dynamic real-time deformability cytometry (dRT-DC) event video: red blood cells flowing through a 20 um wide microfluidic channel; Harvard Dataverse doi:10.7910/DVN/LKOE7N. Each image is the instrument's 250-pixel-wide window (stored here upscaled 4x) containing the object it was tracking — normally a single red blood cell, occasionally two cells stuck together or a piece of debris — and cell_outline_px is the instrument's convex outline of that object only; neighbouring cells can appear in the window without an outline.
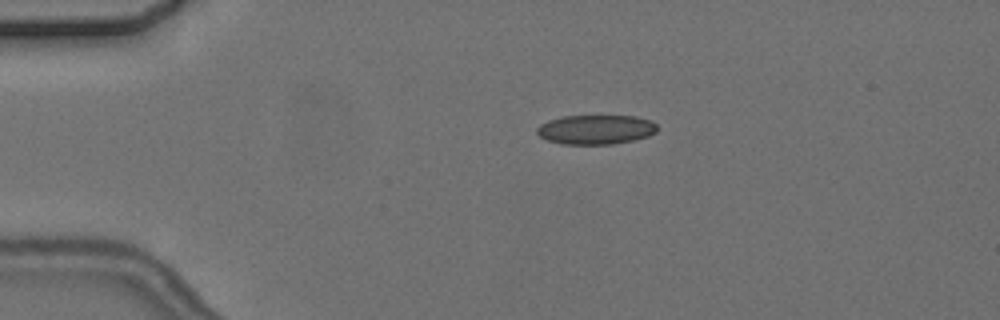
{"species": "common noctule bat (a hibernating species)", "species_latin": "Nyctalus noctula", "temperature_condition": "cold", "stored_images_in_passage": 6, "camera_frame_rate_fps": 3000, "um_per_image_px": 0.085, "animal": {"sex": "female", "body_mass_g": 24.6, "forearm_length_mm": 56.2}, "frame": {"image": 1, "passage_image": 4, "time_ms": 3.333, "image_size_px": [1000, 320], "cell_outline_px": [[656, 132], [648, 136], [632, 140], [612, 144], [564, 144], [548, 140], [540, 136], [536, 132], [536, 128], [540, 124], [548, 120], [560, 116], [636, 116], [652, 120], [656, 124]], "centroid_in_image_um": [50.63, 11.0], "position_along_channel_um": 34.4, "area_um2": 20.63}}